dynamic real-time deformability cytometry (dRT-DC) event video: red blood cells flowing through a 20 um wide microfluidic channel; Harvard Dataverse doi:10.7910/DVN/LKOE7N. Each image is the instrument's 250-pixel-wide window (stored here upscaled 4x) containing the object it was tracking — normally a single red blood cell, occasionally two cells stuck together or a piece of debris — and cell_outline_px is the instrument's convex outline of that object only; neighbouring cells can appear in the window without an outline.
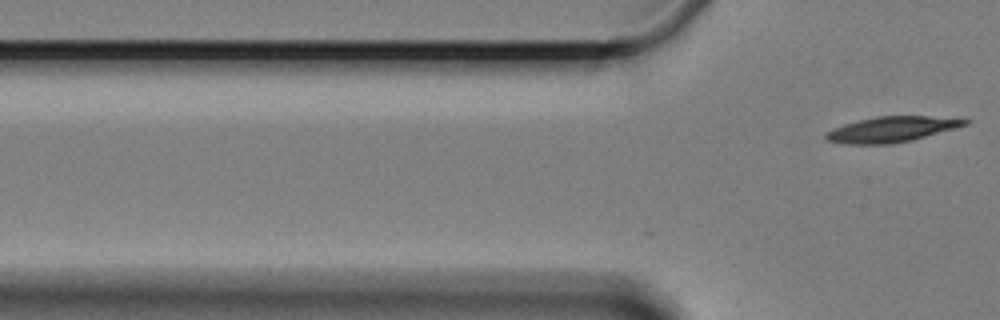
{"species": "Egyptian fruit bat (a non-hibernating species)", "species_latin": "Rousettus aegyptiacus", "temperature_condition": "cold", "stored_images_in_passage": 6, "segment_of_instrument_passage": [2, 2], "camera_frame_rate_fps": 3000, "um_per_image_px": 0.085, "animal": {"sex": "female"}, "frame": {"image": 1, "passage_image": 6, "time_ms": 7.0, "image_size_px": [1000, 320], "cell_outline_px": [[972, 120], [968, 124], [956, 128], [912, 140], [888, 144], [844, 144], [828, 140], [824, 136], [824, 132], [832, 128], [844, 124], [876, 116], [928, 116]], "centroid_in_image_um": [75.76, 10.99], "position_along_channel_um": 50.0, "area_um2": 20.58}}